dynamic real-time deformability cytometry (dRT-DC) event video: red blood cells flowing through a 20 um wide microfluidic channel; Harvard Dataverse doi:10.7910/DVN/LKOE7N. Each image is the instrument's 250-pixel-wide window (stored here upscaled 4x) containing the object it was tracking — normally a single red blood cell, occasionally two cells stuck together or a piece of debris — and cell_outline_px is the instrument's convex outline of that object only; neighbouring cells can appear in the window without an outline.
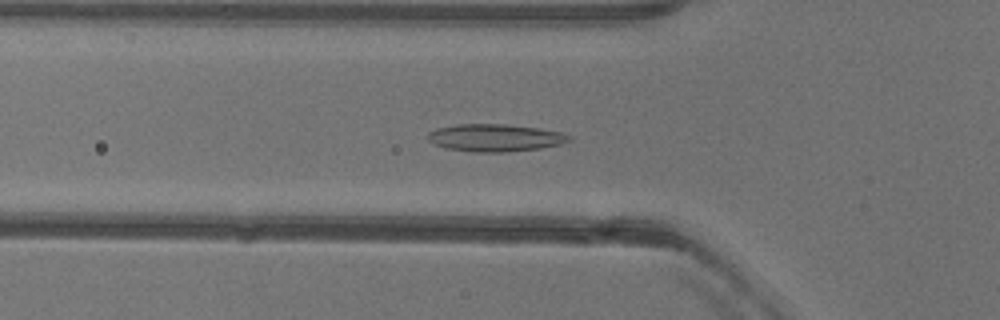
{"species": "common noctule bat (a hibernating species)", "species_latin": "Nyctalus noctula", "temperature_condition": "warm", "stored_images_in_passage": 51, "camera_frame_rate_fps": 3000, "um_per_image_px": 0.085, "animal": {"sex": "female"}, "frame": {"image": 1, "passage_image": 17, "time_ms": 5.333, "image_size_px": [1000, 320], "cell_outline_px": [[572, 140], [560, 144], [540, 148], [504, 152], [472, 152], [444, 148], [432, 144], [428, 140], [428, 132], [436, 128], [456, 124], [508, 124], [540, 128], [560, 132], [572, 136]], "centroid_in_image_um": [42.05, 11.71], "position_along_channel_um": 83.7, "area_um2": 22.83}}
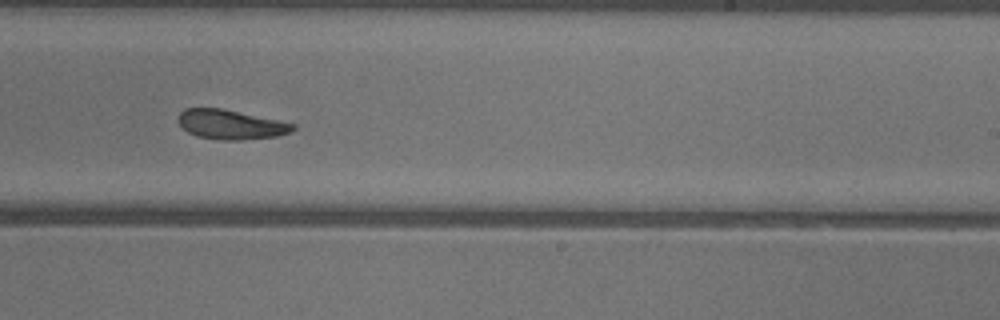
{"frame": {"image": 2, "passage_image": 31, "time_ms": 10.0, "image_size_px": [1000, 320], "cell_outline_px": [[296, 128], [292, 132], [276, 136], [240, 140], [220, 140], [196, 136], [188, 132], [176, 120], [180, 112], [184, 108], [220, 108], [296, 124]], "centroid_in_image_um": [19.59, 10.59], "position_along_channel_um": 269.4, "area_um2": 19.65}}
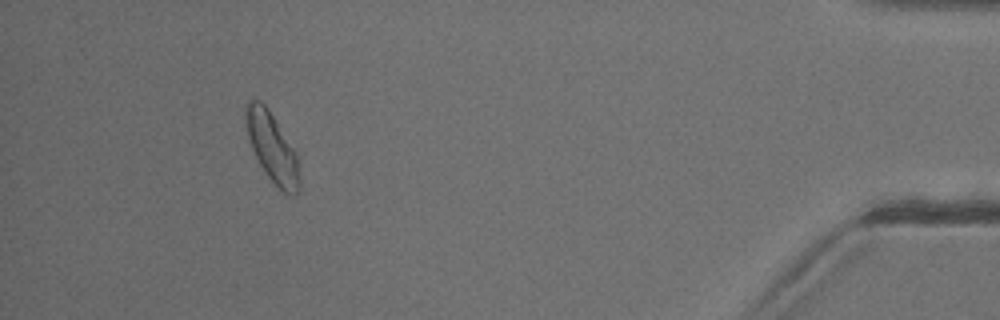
{"frame": {"image": 3, "passage_image": 47, "time_ms": 15.333, "image_size_px": [1000, 320], "cell_outline_px": [[300, 188], [296, 196], [292, 196], [284, 192], [268, 176], [260, 164], [252, 148], [248, 136], [244, 116], [244, 104], [248, 100], [260, 100], [268, 108], [292, 148], [296, 156], [300, 180]], "centroid_in_image_um": [23.1, 12.52], "position_along_channel_um": 412.1, "area_um2": 21.21}, "authors_computed_cell_mechanics": {"area_um2": 21.2126, "velocity_mm_per_s": 3.9667, "shape_relaxation_time_tau1_ms": 10.5645, "shape_relaxation_time_tau2_ms": 3.1206, "deformation_change_tau1": 0.229, "deformation_change_tau2": 0.0956}}